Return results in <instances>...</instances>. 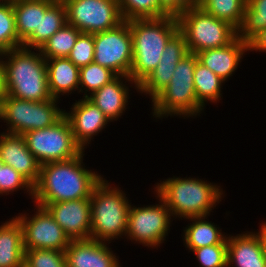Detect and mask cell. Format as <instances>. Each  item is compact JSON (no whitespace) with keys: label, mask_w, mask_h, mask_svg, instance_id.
Here are the masks:
<instances>
[{"label":"cell","mask_w":266,"mask_h":267,"mask_svg":"<svg viewBox=\"0 0 266 267\" xmlns=\"http://www.w3.org/2000/svg\"><path fill=\"white\" fill-rule=\"evenodd\" d=\"M84 152L69 160L41 165L39 180L33 186L32 202L57 203L90 198L104 176L85 168Z\"/></svg>","instance_id":"cell-1"},{"label":"cell","mask_w":266,"mask_h":267,"mask_svg":"<svg viewBox=\"0 0 266 267\" xmlns=\"http://www.w3.org/2000/svg\"><path fill=\"white\" fill-rule=\"evenodd\" d=\"M198 178L173 176L155 183L154 191L163 199L173 218L209 216L221 202L223 189Z\"/></svg>","instance_id":"cell-2"},{"label":"cell","mask_w":266,"mask_h":267,"mask_svg":"<svg viewBox=\"0 0 266 267\" xmlns=\"http://www.w3.org/2000/svg\"><path fill=\"white\" fill-rule=\"evenodd\" d=\"M133 60L129 77L139 85L160 62L169 40L179 31L177 17L129 20Z\"/></svg>","instance_id":"cell-3"},{"label":"cell","mask_w":266,"mask_h":267,"mask_svg":"<svg viewBox=\"0 0 266 267\" xmlns=\"http://www.w3.org/2000/svg\"><path fill=\"white\" fill-rule=\"evenodd\" d=\"M32 50L19 47L3 53L6 95L34 102L50 100L46 60L39 49Z\"/></svg>","instance_id":"cell-4"},{"label":"cell","mask_w":266,"mask_h":267,"mask_svg":"<svg viewBox=\"0 0 266 267\" xmlns=\"http://www.w3.org/2000/svg\"><path fill=\"white\" fill-rule=\"evenodd\" d=\"M104 177L94 187L90 197V239L111 243L126 235L131 206L125 191L112 186Z\"/></svg>","instance_id":"cell-5"},{"label":"cell","mask_w":266,"mask_h":267,"mask_svg":"<svg viewBox=\"0 0 266 267\" xmlns=\"http://www.w3.org/2000/svg\"><path fill=\"white\" fill-rule=\"evenodd\" d=\"M197 61V55L189 52L178 62L167 87L151 102L153 117L162 120L168 116H179L185 119L202 114L204 107L197 101L194 88Z\"/></svg>","instance_id":"cell-6"},{"label":"cell","mask_w":266,"mask_h":267,"mask_svg":"<svg viewBox=\"0 0 266 267\" xmlns=\"http://www.w3.org/2000/svg\"><path fill=\"white\" fill-rule=\"evenodd\" d=\"M178 22L191 53L224 47L237 37L233 26L208 14L200 6L188 7L178 17Z\"/></svg>","instance_id":"cell-7"},{"label":"cell","mask_w":266,"mask_h":267,"mask_svg":"<svg viewBox=\"0 0 266 267\" xmlns=\"http://www.w3.org/2000/svg\"><path fill=\"white\" fill-rule=\"evenodd\" d=\"M60 100L34 102L5 95L1 99V120L6 123V133L24 135L55 124L63 115Z\"/></svg>","instance_id":"cell-8"},{"label":"cell","mask_w":266,"mask_h":267,"mask_svg":"<svg viewBox=\"0 0 266 267\" xmlns=\"http://www.w3.org/2000/svg\"><path fill=\"white\" fill-rule=\"evenodd\" d=\"M23 137L29 151L35 156L40 165L69 160L84 151L75 141L71 125L65 115L55 124L46 128L28 131Z\"/></svg>","instance_id":"cell-9"},{"label":"cell","mask_w":266,"mask_h":267,"mask_svg":"<svg viewBox=\"0 0 266 267\" xmlns=\"http://www.w3.org/2000/svg\"><path fill=\"white\" fill-rule=\"evenodd\" d=\"M154 194L156 199L159 198L158 204L130 206L125 235L127 241L129 239L134 244L138 243L151 249H157L165 243L173 218L163 199L156 192Z\"/></svg>","instance_id":"cell-10"},{"label":"cell","mask_w":266,"mask_h":267,"mask_svg":"<svg viewBox=\"0 0 266 267\" xmlns=\"http://www.w3.org/2000/svg\"><path fill=\"white\" fill-rule=\"evenodd\" d=\"M67 23L80 32L95 34L117 27L124 20L118 0H62Z\"/></svg>","instance_id":"cell-11"},{"label":"cell","mask_w":266,"mask_h":267,"mask_svg":"<svg viewBox=\"0 0 266 267\" xmlns=\"http://www.w3.org/2000/svg\"><path fill=\"white\" fill-rule=\"evenodd\" d=\"M133 60L132 35L128 21L94 34V63L116 75H130Z\"/></svg>","instance_id":"cell-12"},{"label":"cell","mask_w":266,"mask_h":267,"mask_svg":"<svg viewBox=\"0 0 266 267\" xmlns=\"http://www.w3.org/2000/svg\"><path fill=\"white\" fill-rule=\"evenodd\" d=\"M34 214L14 216L23 230L24 250L50 249L65 251L71 240L50 213L41 206L34 205Z\"/></svg>","instance_id":"cell-13"},{"label":"cell","mask_w":266,"mask_h":267,"mask_svg":"<svg viewBox=\"0 0 266 267\" xmlns=\"http://www.w3.org/2000/svg\"><path fill=\"white\" fill-rule=\"evenodd\" d=\"M36 205L44 207L50 213L70 240L90 239V198Z\"/></svg>","instance_id":"cell-14"},{"label":"cell","mask_w":266,"mask_h":267,"mask_svg":"<svg viewBox=\"0 0 266 267\" xmlns=\"http://www.w3.org/2000/svg\"><path fill=\"white\" fill-rule=\"evenodd\" d=\"M188 53L185 36L178 31L166 44L157 67L138 85V92L153 100L167 87L176 65Z\"/></svg>","instance_id":"cell-15"},{"label":"cell","mask_w":266,"mask_h":267,"mask_svg":"<svg viewBox=\"0 0 266 267\" xmlns=\"http://www.w3.org/2000/svg\"><path fill=\"white\" fill-rule=\"evenodd\" d=\"M258 232L227 236V267H266L265 222Z\"/></svg>","instance_id":"cell-16"},{"label":"cell","mask_w":266,"mask_h":267,"mask_svg":"<svg viewBox=\"0 0 266 267\" xmlns=\"http://www.w3.org/2000/svg\"><path fill=\"white\" fill-rule=\"evenodd\" d=\"M64 115L71 125L75 141L83 150L89 147L93 136L98 135L110 123L104 113L87 98L76 100L70 111L64 110Z\"/></svg>","instance_id":"cell-17"},{"label":"cell","mask_w":266,"mask_h":267,"mask_svg":"<svg viewBox=\"0 0 266 267\" xmlns=\"http://www.w3.org/2000/svg\"><path fill=\"white\" fill-rule=\"evenodd\" d=\"M109 244L92 239L71 240L64 251L66 267H122Z\"/></svg>","instance_id":"cell-18"},{"label":"cell","mask_w":266,"mask_h":267,"mask_svg":"<svg viewBox=\"0 0 266 267\" xmlns=\"http://www.w3.org/2000/svg\"><path fill=\"white\" fill-rule=\"evenodd\" d=\"M0 159L23 175L33 186L40 177V164L29 151L23 135L0 134Z\"/></svg>","instance_id":"cell-19"},{"label":"cell","mask_w":266,"mask_h":267,"mask_svg":"<svg viewBox=\"0 0 266 267\" xmlns=\"http://www.w3.org/2000/svg\"><path fill=\"white\" fill-rule=\"evenodd\" d=\"M127 82L138 93V85L129 76L117 75L109 83L89 95L87 99L97 106L110 122L117 121L129 104V91L131 90Z\"/></svg>","instance_id":"cell-20"},{"label":"cell","mask_w":266,"mask_h":267,"mask_svg":"<svg viewBox=\"0 0 266 267\" xmlns=\"http://www.w3.org/2000/svg\"><path fill=\"white\" fill-rule=\"evenodd\" d=\"M249 52L248 42L238 36L228 45L220 48L207 49L196 53L198 61L227 81L238 69L245 52Z\"/></svg>","instance_id":"cell-21"},{"label":"cell","mask_w":266,"mask_h":267,"mask_svg":"<svg viewBox=\"0 0 266 267\" xmlns=\"http://www.w3.org/2000/svg\"><path fill=\"white\" fill-rule=\"evenodd\" d=\"M47 68L48 89L52 98L60 99L61 95L79 93V68L68 58L45 59Z\"/></svg>","instance_id":"cell-22"},{"label":"cell","mask_w":266,"mask_h":267,"mask_svg":"<svg viewBox=\"0 0 266 267\" xmlns=\"http://www.w3.org/2000/svg\"><path fill=\"white\" fill-rule=\"evenodd\" d=\"M8 220L0 225V267H22L25 255L23 230L15 217Z\"/></svg>","instance_id":"cell-23"},{"label":"cell","mask_w":266,"mask_h":267,"mask_svg":"<svg viewBox=\"0 0 266 267\" xmlns=\"http://www.w3.org/2000/svg\"><path fill=\"white\" fill-rule=\"evenodd\" d=\"M205 219L208 220V216L185 219L192 222L184 228L182 238L185 248H188L189 252L205 246L227 244L228 234L222 232L221 228L217 227L214 222Z\"/></svg>","instance_id":"cell-24"},{"label":"cell","mask_w":266,"mask_h":267,"mask_svg":"<svg viewBox=\"0 0 266 267\" xmlns=\"http://www.w3.org/2000/svg\"><path fill=\"white\" fill-rule=\"evenodd\" d=\"M56 0H28L13 4L16 30L23 42L31 33H40L41 14Z\"/></svg>","instance_id":"cell-25"},{"label":"cell","mask_w":266,"mask_h":267,"mask_svg":"<svg viewBox=\"0 0 266 267\" xmlns=\"http://www.w3.org/2000/svg\"><path fill=\"white\" fill-rule=\"evenodd\" d=\"M66 23V7L62 0H56L44 14H41L40 33H31L22 42V47L40 49Z\"/></svg>","instance_id":"cell-26"},{"label":"cell","mask_w":266,"mask_h":267,"mask_svg":"<svg viewBox=\"0 0 266 267\" xmlns=\"http://www.w3.org/2000/svg\"><path fill=\"white\" fill-rule=\"evenodd\" d=\"M222 83L225 84L226 82L197 61L194 70V88L197 101L203 107H205L208 101L218 103L222 99Z\"/></svg>","instance_id":"cell-27"},{"label":"cell","mask_w":266,"mask_h":267,"mask_svg":"<svg viewBox=\"0 0 266 267\" xmlns=\"http://www.w3.org/2000/svg\"><path fill=\"white\" fill-rule=\"evenodd\" d=\"M80 33L76 27L66 23L44 43L39 51L45 59L67 58Z\"/></svg>","instance_id":"cell-28"},{"label":"cell","mask_w":266,"mask_h":267,"mask_svg":"<svg viewBox=\"0 0 266 267\" xmlns=\"http://www.w3.org/2000/svg\"><path fill=\"white\" fill-rule=\"evenodd\" d=\"M247 0H204L200 7L238 30L244 17Z\"/></svg>","instance_id":"cell-29"},{"label":"cell","mask_w":266,"mask_h":267,"mask_svg":"<svg viewBox=\"0 0 266 267\" xmlns=\"http://www.w3.org/2000/svg\"><path fill=\"white\" fill-rule=\"evenodd\" d=\"M266 29V0H247L244 17L237 36L249 42L260 31Z\"/></svg>","instance_id":"cell-30"},{"label":"cell","mask_w":266,"mask_h":267,"mask_svg":"<svg viewBox=\"0 0 266 267\" xmlns=\"http://www.w3.org/2000/svg\"><path fill=\"white\" fill-rule=\"evenodd\" d=\"M79 74V93H85L83 98L89 97V94L91 95L117 76L112 70L94 62L79 68Z\"/></svg>","instance_id":"cell-31"},{"label":"cell","mask_w":266,"mask_h":267,"mask_svg":"<svg viewBox=\"0 0 266 267\" xmlns=\"http://www.w3.org/2000/svg\"><path fill=\"white\" fill-rule=\"evenodd\" d=\"M22 47L16 30L13 4L0 1V52L4 53Z\"/></svg>","instance_id":"cell-32"},{"label":"cell","mask_w":266,"mask_h":267,"mask_svg":"<svg viewBox=\"0 0 266 267\" xmlns=\"http://www.w3.org/2000/svg\"><path fill=\"white\" fill-rule=\"evenodd\" d=\"M123 20L159 18V0H118Z\"/></svg>","instance_id":"cell-33"},{"label":"cell","mask_w":266,"mask_h":267,"mask_svg":"<svg viewBox=\"0 0 266 267\" xmlns=\"http://www.w3.org/2000/svg\"><path fill=\"white\" fill-rule=\"evenodd\" d=\"M27 267H66L64 251L50 249L25 250Z\"/></svg>","instance_id":"cell-34"},{"label":"cell","mask_w":266,"mask_h":267,"mask_svg":"<svg viewBox=\"0 0 266 267\" xmlns=\"http://www.w3.org/2000/svg\"><path fill=\"white\" fill-rule=\"evenodd\" d=\"M67 58L78 68L92 63L94 61V34L81 32Z\"/></svg>","instance_id":"cell-35"},{"label":"cell","mask_w":266,"mask_h":267,"mask_svg":"<svg viewBox=\"0 0 266 267\" xmlns=\"http://www.w3.org/2000/svg\"><path fill=\"white\" fill-rule=\"evenodd\" d=\"M25 188V189H24ZM19 189L27 190L28 195L33 199V185L19 172L9 165L3 164L0 183V195H9Z\"/></svg>","instance_id":"cell-36"},{"label":"cell","mask_w":266,"mask_h":267,"mask_svg":"<svg viewBox=\"0 0 266 267\" xmlns=\"http://www.w3.org/2000/svg\"><path fill=\"white\" fill-rule=\"evenodd\" d=\"M201 267H227V244H216L191 251Z\"/></svg>","instance_id":"cell-37"},{"label":"cell","mask_w":266,"mask_h":267,"mask_svg":"<svg viewBox=\"0 0 266 267\" xmlns=\"http://www.w3.org/2000/svg\"><path fill=\"white\" fill-rule=\"evenodd\" d=\"M188 7L185 0H159V18L165 16L179 17Z\"/></svg>","instance_id":"cell-38"},{"label":"cell","mask_w":266,"mask_h":267,"mask_svg":"<svg viewBox=\"0 0 266 267\" xmlns=\"http://www.w3.org/2000/svg\"><path fill=\"white\" fill-rule=\"evenodd\" d=\"M249 51L266 53V29L260 31L248 42Z\"/></svg>","instance_id":"cell-39"},{"label":"cell","mask_w":266,"mask_h":267,"mask_svg":"<svg viewBox=\"0 0 266 267\" xmlns=\"http://www.w3.org/2000/svg\"><path fill=\"white\" fill-rule=\"evenodd\" d=\"M6 95L5 67L3 53L0 52V100Z\"/></svg>","instance_id":"cell-40"},{"label":"cell","mask_w":266,"mask_h":267,"mask_svg":"<svg viewBox=\"0 0 266 267\" xmlns=\"http://www.w3.org/2000/svg\"><path fill=\"white\" fill-rule=\"evenodd\" d=\"M185 2L190 7H198V6H200L204 2V0H185Z\"/></svg>","instance_id":"cell-41"},{"label":"cell","mask_w":266,"mask_h":267,"mask_svg":"<svg viewBox=\"0 0 266 267\" xmlns=\"http://www.w3.org/2000/svg\"><path fill=\"white\" fill-rule=\"evenodd\" d=\"M11 4H15V3H18V2H23V1H28V0H5Z\"/></svg>","instance_id":"cell-42"},{"label":"cell","mask_w":266,"mask_h":267,"mask_svg":"<svg viewBox=\"0 0 266 267\" xmlns=\"http://www.w3.org/2000/svg\"><path fill=\"white\" fill-rule=\"evenodd\" d=\"M264 256L266 260V222H265V246H264Z\"/></svg>","instance_id":"cell-43"},{"label":"cell","mask_w":266,"mask_h":267,"mask_svg":"<svg viewBox=\"0 0 266 267\" xmlns=\"http://www.w3.org/2000/svg\"><path fill=\"white\" fill-rule=\"evenodd\" d=\"M3 162L2 160L0 159V183H1V176H2V166H3Z\"/></svg>","instance_id":"cell-44"},{"label":"cell","mask_w":266,"mask_h":267,"mask_svg":"<svg viewBox=\"0 0 266 267\" xmlns=\"http://www.w3.org/2000/svg\"><path fill=\"white\" fill-rule=\"evenodd\" d=\"M0 120H1V100H0Z\"/></svg>","instance_id":"cell-45"}]
</instances>
